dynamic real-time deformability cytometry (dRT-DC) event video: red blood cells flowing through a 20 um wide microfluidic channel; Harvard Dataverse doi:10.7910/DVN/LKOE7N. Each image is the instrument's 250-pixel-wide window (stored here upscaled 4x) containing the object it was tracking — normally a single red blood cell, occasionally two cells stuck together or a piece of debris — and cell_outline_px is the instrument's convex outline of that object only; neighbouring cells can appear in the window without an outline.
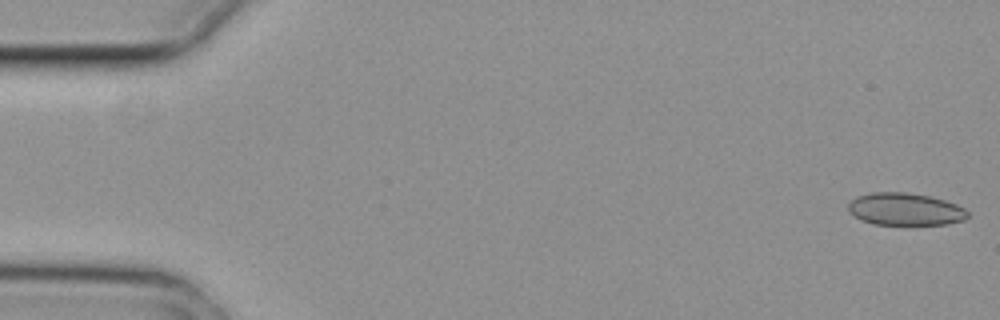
{"species": "common noctule bat (a hibernating species)", "species_latin": "Nyctalus noctula", "temperature_condition": "cold", "stored_images_in_passage": 4, "camera_frame_rate_fps": 3000, "um_per_image_px": 0.085, "animal": {"sex": "female", "body_mass_g": 29.2, "forearm_length_mm": 56.3}, "frame": {"image": 1, "passage_image": 1, "time_ms": 0.0, "image_size_px": [1000, 320], "cell_outline_px": [[968, 216], [964, 220], [948, 224], [872, 224], [860, 220], [848, 212], [848, 204], [856, 196], [868, 192], [904, 192], [932, 196], [956, 204], [964, 208], [968, 212]], "centroid_in_image_um": [76.91, 17.77], "position_along_channel_um": 8.1, "area_um2": 22.72}}